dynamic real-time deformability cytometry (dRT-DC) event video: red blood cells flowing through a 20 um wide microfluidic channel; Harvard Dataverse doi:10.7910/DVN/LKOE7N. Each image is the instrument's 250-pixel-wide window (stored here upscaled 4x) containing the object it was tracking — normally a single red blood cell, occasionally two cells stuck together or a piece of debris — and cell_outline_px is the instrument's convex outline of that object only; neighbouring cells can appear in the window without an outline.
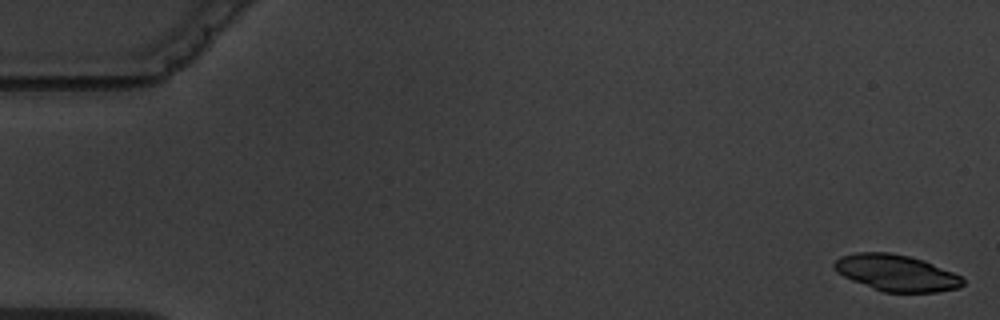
{"species": "common noctule bat (a hibernating species)", "species_latin": "Nyctalus noctula", "temperature_condition": "warm", "stored_images_in_passage": 5, "camera_frame_rate_fps": 3000, "um_per_image_px": 0.085, "animal": {"sex": "male", "body_mass_g": 19.5, "forearm_length_mm": 54.6}, "frame": {"image": 1, "passage_image": 1, "time_ms": 0.0, "image_size_px": [1000, 320], "cell_outline_px": [[964, 284], [960, 288], [936, 292], [884, 292], [872, 288], [852, 280], [836, 272], [832, 264], [840, 256], [856, 252], [888, 252], [908, 256], [924, 260], [952, 272], [960, 276], [964, 280]], "centroid_in_image_um": [76.17, 23.19], "position_along_channel_um": 8.8, "area_um2": 27.22}}